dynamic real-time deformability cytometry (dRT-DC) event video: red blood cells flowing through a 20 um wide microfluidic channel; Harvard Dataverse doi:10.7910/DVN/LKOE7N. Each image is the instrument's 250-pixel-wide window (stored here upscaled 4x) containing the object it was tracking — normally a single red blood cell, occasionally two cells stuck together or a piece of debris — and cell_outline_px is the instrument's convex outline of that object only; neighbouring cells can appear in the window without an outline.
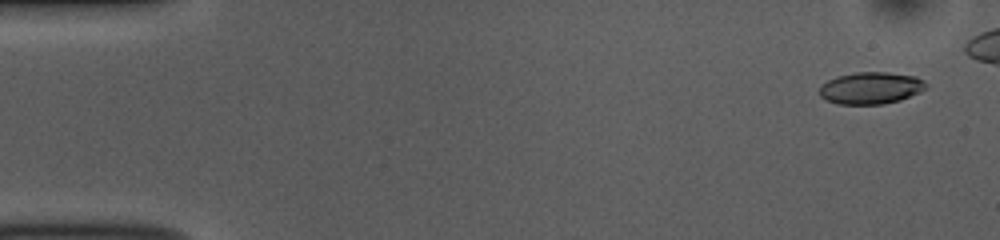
{"species": "common noctule bat (a hibernating species)", "species_latin": "Nyctalus noctula", "temperature_condition": "room temperature", "stored_images_in_passage": 47, "camera_frame_rate_fps": 3000, "um_per_image_px": 0.085, "animal": {"sex": "female", "body_mass_g": 10.0, "forearm_length_mm": 53.1}, "frame": {"image": 1, "passage_image": 3, "time_ms": 0.667, "image_size_px": [1000, 240], "cell_outline_px": [[928, 88], [920, 92], [900, 100], [884, 104], [840, 104], [828, 100], [820, 96], [820, 84], [836, 76], [856, 72], [888, 72], [916, 76], [924, 80], [928, 84]], "centroid_in_image_um": [74.05, 7.47], "position_along_channel_um": 10.9, "area_um2": 20.0}}
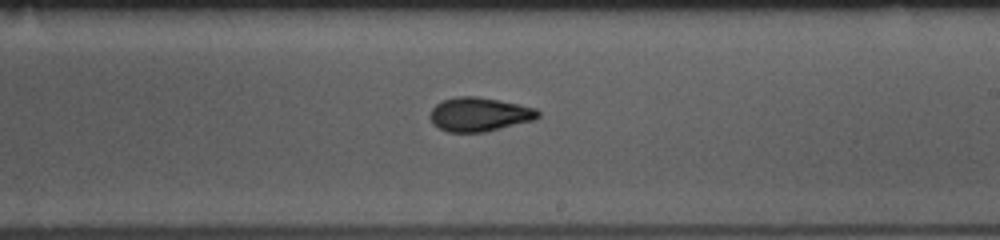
{"frame": {"image": 2, "passage_image": 31, "time_ms": 10.0, "image_size_px": [1000, 240], "cell_outline_px": [[540, 116], [532, 120], [484, 132], [448, 132], [432, 124], [428, 116], [432, 108], [436, 104], [444, 100], [456, 96], [476, 96], [500, 100], [536, 108], [540, 112]], "centroid_in_image_um": [40.71, 9.71], "position_along_channel_um": 248.3, "area_um2": 21.33}}
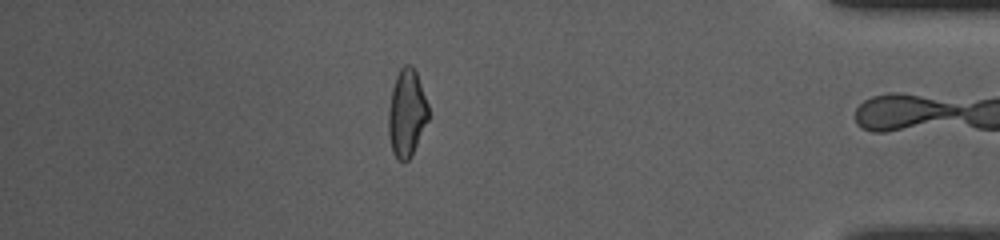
{"frame": {"image": 3, "passage_image": 46, "time_ms": 15.0, "image_size_px": [1000, 240], "cell_outline_px": [[428, 120], [412, 156], [404, 164], [392, 152], [388, 136], [388, 112], [392, 88], [396, 76], [400, 68], [404, 64], [412, 64], [416, 72], [428, 104]], "centroid_in_image_um": [34.56, 9.63], "position_along_channel_um": 400.6, "area_um2": 20.52}, "authors_computed_cell_mechanics": {"area_um2": 20.6924, "velocity_mm_per_s": 3.8247, "shape_relaxation_time_tau1_ms": 3.9374, "shape_relaxation_time_tau2_ms": 1.9683, "deformation_change_tau1": 0.1446, "deformation_change_tau2": 0.0716}}